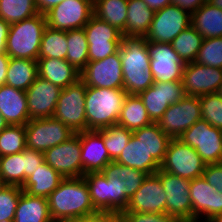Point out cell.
Returning <instances> with one entry per match:
<instances>
[{"label":"cell","instance_id":"cell-34","mask_svg":"<svg viewBox=\"0 0 222 222\" xmlns=\"http://www.w3.org/2000/svg\"><path fill=\"white\" fill-rule=\"evenodd\" d=\"M107 179L123 181L124 193L130 199L142 185L148 174L143 171L111 161L102 171Z\"/></svg>","mask_w":222,"mask_h":222},{"label":"cell","instance_id":"cell-32","mask_svg":"<svg viewBox=\"0 0 222 222\" xmlns=\"http://www.w3.org/2000/svg\"><path fill=\"white\" fill-rule=\"evenodd\" d=\"M128 0H93V15L121 33L127 21Z\"/></svg>","mask_w":222,"mask_h":222},{"label":"cell","instance_id":"cell-39","mask_svg":"<svg viewBox=\"0 0 222 222\" xmlns=\"http://www.w3.org/2000/svg\"><path fill=\"white\" fill-rule=\"evenodd\" d=\"M37 14L35 0H0V18L9 25Z\"/></svg>","mask_w":222,"mask_h":222},{"label":"cell","instance_id":"cell-11","mask_svg":"<svg viewBox=\"0 0 222 222\" xmlns=\"http://www.w3.org/2000/svg\"><path fill=\"white\" fill-rule=\"evenodd\" d=\"M156 174L166 194V214L177 218L180 222L192 221L190 180L160 169Z\"/></svg>","mask_w":222,"mask_h":222},{"label":"cell","instance_id":"cell-6","mask_svg":"<svg viewBox=\"0 0 222 222\" xmlns=\"http://www.w3.org/2000/svg\"><path fill=\"white\" fill-rule=\"evenodd\" d=\"M194 148L207 164L222 162V130L201 119L178 138Z\"/></svg>","mask_w":222,"mask_h":222},{"label":"cell","instance_id":"cell-36","mask_svg":"<svg viewBox=\"0 0 222 222\" xmlns=\"http://www.w3.org/2000/svg\"><path fill=\"white\" fill-rule=\"evenodd\" d=\"M67 43L66 60L81 72L89 62L88 42L84 28L67 31Z\"/></svg>","mask_w":222,"mask_h":222},{"label":"cell","instance_id":"cell-61","mask_svg":"<svg viewBox=\"0 0 222 222\" xmlns=\"http://www.w3.org/2000/svg\"><path fill=\"white\" fill-rule=\"evenodd\" d=\"M0 222H14L13 220H4V221H0Z\"/></svg>","mask_w":222,"mask_h":222},{"label":"cell","instance_id":"cell-22","mask_svg":"<svg viewBox=\"0 0 222 222\" xmlns=\"http://www.w3.org/2000/svg\"><path fill=\"white\" fill-rule=\"evenodd\" d=\"M80 135L83 176L101 172L112 160L103 142L102 130H85Z\"/></svg>","mask_w":222,"mask_h":222},{"label":"cell","instance_id":"cell-46","mask_svg":"<svg viewBox=\"0 0 222 222\" xmlns=\"http://www.w3.org/2000/svg\"><path fill=\"white\" fill-rule=\"evenodd\" d=\"M110 212L122 213L128 206L129 198L124 193L123 181L109 179Z\"/></svg>","mask_w":222,"mask_h":222},{"label":"cell","instance_id":"cell-43","mask_svg":"<svg viewBox=\"0 0 222 222\" xmlns=\"http://www.w3.org/2000/svg\"><path fill=\"white\" fill-rule=\"evenodd\" d=\"M199 98L202 119L222 130V94L216 92L205 94Z\"/></svg>","mask_w":222,"mask_h":222},{"label":"cell","instance_id":"cell-25","mask_svg":"<svg viewBox=\"0 0 222 222\" xmlns=\"http://www.w3.org/2000/svg\"><path fill=\"white\" fill-rule=\"evenodd\" d=\"M115 162L151 175L160 169V164L148 153L143 142L133 134Z\"/></svg>","mask_w":222,"mask_h":222},{"label":"cell","instance_id":"cell-54","mask_svg":"<svg viewBox=\"0 0 222 222\" xmlns=\"http://www.w3.org/2000/svg\"><path fill=\"white\" fill-rule=\"evenodd\" d=\"M9 24L0 18V53L6 52Z\"/></svg>","mask_w":222,"mask_h":222},{"label":"cell","instance_id":"cell-26","mask_svg":"<svg viewBox=\"0 0 222 222\" xmlns=\"http://www.w3.org/2000/svg\"><path fill=\"white\" fill-rule=\"evenodd\" d=\"M63 179L56 170L44 162L26 178L21 189L30 196L48 198Z\"/></svg>","mask_w":222,"mask_h":222},{"label":"cell","instance_id":"cell-20","mask_svg":"<svg viewBox=\"0 0 222 222\" xmlns=\"http://www.w3.org/2000/svg\"><path fill=\"white\" fill-rule=\"evenodd\" d=\"M61 91L62 88L59 86L38 76L25 91L29 119L53 117Z\"/></svg>","mask_w":222,"mask_h":222},{"label":"cell","instance_id":"cell-12","mask_svg":"<svg viewBox=\"0 0 222 222\" xmlns=\"http://www.w3.org/2000/svg\"><path fill=\"white\" fill-rule=\"evenodd\" d=\"M93 16V0H64L45 13L46 24L61 31L81 29Z\"/></svg>","mask_w":222,"mask_h":222},{"label":"cell","instance_id":"cell-45","mask_svg":"<svg viewBox=\"0 0 222 222\" xmlns=\"http://www.w3.org/2000/svg\"><path fill=\"white\" fill-rule=\"evenodd\" d=\"M22 191L21 187L8 185L0 193V221L14 219Z\"/></svg>","mask_w":222,"mask_h":222},{"label":"cell","instance_id":"cell-35","mask_svg":"<svg viewBox=\"0 0 222 222\" xmlns=\"http://www.w3.org/2000/svg\"><path fill=\"white\" fill-rule=\"evenodd\" d=\"M68 50L67 31L44 29L38 58L66 59Z\"/></svg>","mask_w":222,"mask_h":222},{"label":"cell","instance_id":"cell-57","mask_svg":"<svg viewBox=\"0 0 222 222\" xmlns=\"http://www.w3.org/2000/svg\"><path fill=\"white\" fill-rule=\"evenodd\" d=\"M8 126H9L8 122L0 114V133Z\"/></svg>","mask_w":222,"mask_h":222},{"label":"cell","instance_id":"cell-14","mask_svg":"<svg viewBox=\"0 0 222 222\" xmlns=\"http://www.w3.org/2000/svg\"><path fill=\"white\" fill-rule=\"evenodd\" d=\"M80 73V80L86 86L123 89V72L119 51L102 60L89 61Z\"/></svg>","mask_w":222,"mask_h":222},{"label":"cell","instance_id":"cell-30","mask_svg":"<svg viewBox=\"0 0 222 222\" xmlns=\"http://www.w3.org/2000/svg\"><path fill=\"white\" fill-rule=\"evenodd\" d=\"M38 77L37 60L10 58L5 84L26 91Z\"/></svg>","mask_w":222,"mask_h":222},{"label":"cell","instance_id":"cell-48","mask_svg":"<svg viewBox=\"0 0 222 222\" xmlns=\"http://www.w3.org/2000/svg\"><path fill=\"white\" fill-rule=\"evenodd\" d=\"M24 159V182L26 178L31 176L35 170L45 162L44 155L40 151H35L30 148L23 150Z\"/></svg>","mask_w":222,"mask_h":222},{"label":"cell","instance_id":"cell-23","mask_svg":"<svg viewBox=\"0 0 222 222\" xmlns=\"http://www.w3.org/2000/svg\"><path fill=\"white\" fill-rule=\"evenodd\" d=\"M0 114L9 125H26L30 119L25 91L6 84L0 86Z\"/></svg>","mask_w":222,"mask_h":222},{"label":"cell","instance_id":"cell-9","mask_svg":"<svg viewBox=\"0 0 222 222\" xmlns=\"http://www.w3.org/2000/svg\"><path fill=\"white\" fill-rule=\"evenodd\" d=\"M201 119L200 98L185 95L181 100L170 105L156 123L167 136L176 139Z\"/></svg>","mask_w":222,"mask_h":222},{"label":"cell","instance_id":"cell-37","mask_svg":"<svg viewBox=\"0 0 222 222\" xmlns=\"http://www.w3.org/2000/svg\"><path fill=\"white\" fill-rule=\"evenodd\" d=\"M83 178L88 185L94 208L99 212H110L109 179L102 172H90Z\"/></svg>","mask_w":222,"mask_h":222},{"label":"cell","instance_id":"cell-41","mask_svg":"<svg viewBox=\"0 0 222 222\" xmlns=\"http://www.w3.org/2000/svg\"><path fill=\"white\" fill-rule=\"evenodd\" d=\"M101 130L103 142L109 153V157L112 161H115L127 146L132 136V131L119 124H114Z\"/></svg>","mask_w":222,"mask_h":222},{"label":"cell","instance_id":"cell-56","mask_svg":"<svg viewBox=\"0 0 222 222\" xmlns=\"http://www.w3.org/2000/svg\"><path fill=\"white\" fill-rule=\"evenodd\" d=\"M53 222H83V218H64Z\"/></svg>","mask_w":222,"mask_h":222},{"label":"cell","instance_id":"cell-27","mask_svg":"<svg viewBox=\"0 0 222 222\" xmlns=\"http://www.w3.org/2000/svg\"><path fill=\"white\" fill-rule=\"evenodd\" d=\"M14 222H53L48 198L30 196L22 191L14 215Z\"/></svg>","mask_w":222,"mask_h":222},{"label":"cell","instance_id":"cell-29","mask_svg":"<svg viewBox=\"0 0 222 222\" xmlns=\"http://www.w3.org/2000/svg\"><path fill=\"white\" fill-rule=\"evenodd\" d=\"M191 26L204 39L222 37V9L205 2L191 14Z\"/></svg>","mask_w":222,"mask_h":222},{"label":"cell","instance_id":"cell-38","mask_svg":"<svg viewBox=\"0 0 222 222\" xmlns=\"http://www.w3.org/2000/svg\"><path fill=\"white\" fill-rule=\"evenodd\" d=\"M204 38L191 25L174 38L171 45L184 63L194 62Z\"/></svg>","mask_w":222,"mask_h":222},{"label":"cell","instance_id":"cell-24","mask_svg":"<svg viewBox=\"0 0 222 222\" xmlns=\"http://www.w3.org/2000/svg\"><path fill=\"white\" fill-rule=\"evenodd\" d=\"M38 76L60 88H66L80 80V71L66 59L38 58Z\"/></svg>","mask_w":222,"mask_h":222},{"label":"cell","instance_id":"cell-7","mask_svg":"<svg viewBox=\"0 0 222 222\" xmlns=\"http://www.w3.org/2000/svg\"><path fill=\"white\" fill-rule=\"evenodd\" d=\"M26 147L44 153L76 133L54 117L32 119L26 125Z\"/></svg>","mask_w":222,"mask_h":222},{"label":"cell","instance_id":"cell-42","mask_svg":"<svg viewBox=\"0 0 222 222\" xmlns=\"http://www.w3.org/2000/svg\"><path fill=\"white\" fill-rule=\"evenodd\" d=\"M25 125H9L0 133V157L26 149Z\"/></svg>","mask_w":222,"mask_h":222},{"label":"cell","instance_id":"cell-40","mask_svg":"<svg viewBox=\"0 0 222 222\" xmlns=\"http://www.w3.org/2000/svg\"><path fill=\"white\" fill-rule=\"evenodd\" d=\"M0 178L9 186L21 187L23 185V151L0 157Z\"/></svg>","mask_w":222,"mask_h":222},{"label":"cell","instance_id":"cell-52","mask_svg":"<svg viewBox=\"0 0 222 222\" xmlns=\"http://www.w3.org/2000/svg\"><path fill=\"white\" fill-rule=\"evenodd\" d=\"M64 0H35L37 10L40 14H45L51 8L57 6Z\"/></svg>","mask_w":222,"mask_h":222},{"label":"cell","instance_id":"cell-10","mask_svg":"<svg viewBox=\"0 0 222 222\" xmlns=\"http://www.w3.org/2000/svg\"><path fill=\"white\" fill-rule=\"evenodd\" d=\"M191 25V14L176 5H168L154 13L147 42L171 43L176 36Z\"/></svg>","mask_w":222,"mask_h":222},{"label":"cell","instance_id":"cell-3","mask_svg":"<svg viewBox=\"0 0 222 222\" xmlns=\"http://www.w3.org/2000/svg\"><path fill=\"white\" fill-rule=\"evenodd\" d=\"M126 96L127 92L124 89L87 86L86 130H99L117 124Z\"/></svg>","mask_w":222,"mask_h":222},{"label":"cell","instance_id":"cell-53","mask_svg":"<svg viewBox=\"0 0 222 222\" xmlns=\"http://www.w3.org/2000/svg\"><path fill=\"white\" fill-rule=\"evenodd\" d=\"M10 57L5 53H0V86L5 84L7 69Z\"/></svg>","mask_w":222,"mask_h":222},{"label":"cell","instance_id":"cell-17","mask_svg":"<svg viewBox=\"0 0 222 222\" xmlns=\"http://www.w3.org/2000/svg\"><path fill=\"white\" fill-rule=\"evenodd\" d=\"M152 122H157L168 107L185 96L182 81L154 82L138 94Z\"/></svg>","mask_w":222,"mask_h":222},{"label":"cell","instance_id":"cell-5","mask_svg":"<svg viewBox=\"0 0 222 222\" xmlns=\"http://www.w3.org/2000/svg\"><path fill=\"white\" fill-rule=\"evenodd\" d=\"M206 163L191 146L184 144L180 139H171L160 164V170L177 175L187 180L202 176Z\"/></svg>","mask_w":222,"mask_h":222},{"label":"cell","instance_id":"cell-47","mask_svg":"<svg viewBox=\"0 0 222 222\" xmlns=\"http://www.w3.org/2000/svg\"><path fill=\"white\" fill-rule=\"evenodd\" d=\"M123 222H180L166 213H121Z\"/></svg>","mask_w":222,"mask_h":222},{"label":"cell","instance_id":"cell-33","mask_svg":"<svg viewBox=\"0 0 222 222\" xmlns=\"http://www.w3.org/2000/svg\"><path fill=\"white\" fill-rule=\"evenodd\" d=\"M151 123L152 121L140 97L127 94L123 101L117 124L124 126L130 131H134Z\"/></svg>","mask_w":222,"mask_h":222},{"label":"cell","instance_id":"cell-55","mask_svg":"<svg viewBox=\"0 0 222 222\" xmlns=\"http://www.w3.org/2000/svg\"><path fill=\"white\" fill-rule=\"evenodd\" d=\"M143 1L154 12L163 9L165 6L172 4V0H143Z\"/></svg>","mask_w":222,"mask_h":222},{"label":"cell","instance_id":"cell-28","mask_svg":"<svg viewBox=\"0 0 222 222\" xmlns=\"http://www.w3.org/2000/svg\"><path fill=\"white\" fill-rule=\"evenodd\" d=\"M123 37H144L149 31L154 11L143 0H128Z\"/></svg>","mask_w":222,"mask_h":222},{"label":"cell","instance_id":"cell-31","mask_svg":"<svg viewBox=\"0 0 222 222\" xmlns=\"http://www.w3.org/2000/svg\"><path fill=\"white\" fill-rule=\"evenodd\" d=\"M133 136L143 142L148 153L161 164L164 160L171 138L167 136L156 122L132 131Z\"/></svg>","mask_w":222,"mask_h":222},{"label":"cell","instance_id":"cell-4","mask_svg":"<svg viewBox=\"0 0 222 222\" xmlns=\"http://www.w3.org/2000/svg\"><path fill=\"white\" fill-rule=\"evenodd\" d=\"M45 14H37L9 26L6 54L10 58L37 60L46 28Z\"/></svg>","mask_w":222,"mask_h":222},{"label":"cell","instance_id":"cell-18","mask_svg":"<svg viewBox=\"0 0 222 222\" xmlns=\"http://www.w3.org/2000/svg\"><path fill=\"white\" fill-rule=\"evenodd\" d=\"M181 81L187 96L200 97L220 92L222 68L205 66L196 62L185 63Z\"/></svg>","mask_w":222,"mask_h":222},{"label":"cell","instance_id":"cell-13","mask_svg":"<svg viewBox=\"0 0 222 222\" xmlns=\"http://www.w3.org/2000/svg\"><path fill=\"white\" fill-rule=\"evenodd\" d=\"M88 42L89 61L102 60L117 53L122 41V33L94 15L84 26Z\"/></svg>","mask_w":222,"mask_h":222},{"label":"cell","instance_id":"cell-21","mask_svg":"<svg viewBox=\"0 0 222 222\" xmlns=\"http://www.w3.org/2000/svg\"><path fill=\"white\" fill-rule=\"evenodd\" d=\"M166 213V194L156 173L147 175L122 213Z\"/></svg>","mask_w":222,"mask_h":222},{"label":"cell","instance_id":"cell-58","mask_svg":"<svg viewBox=\"0 0 222 222\" xmlns=\"http://www.w3.org/2000/svg\"><path fill=\"white\" fill-rule=\"evenodd\" d=\"M208 3L219 9H222V0H209Z\"/></svg>","mask_w":222,"mask_h":222},{"label":"cell","instance_id":"cell-49","mask_svg":"<svg viewBox=\"0 0 222 222\" xmlns=\"http://www.w3.org/2000/svg\"><path fill=\"white\" fill-rule=\"evenodd\" d=\"M202 176L216 191L222 192V162L207 164Z\"/></svg>","mask_w":222,"mask_h":222},{"label":"cell","instance_id":"cell-1","mask_svg":"<svg viewBox=\"0 0 222 222\" xmlns=\"http://www.w3.org/2000/svg\"><path fill=\"white\" fill-rule=\"evenodd\" d=\"M119 54L123 89L128 95H138L154 84L147 41L144 37H122Z\"/></svg>","mask_w":222,"mask_h":222},{"label":"cell","instance_id":"cell-2","mask_svg":"<svg viewBox=\"0 0 222 222\" xmlns=\"http://www.w3.org/2000/svg\"><path fill=\"white\" fill-rule=\"evenodd\" d=\"M53 221L83 218L98 212L91 201L88 185L82 177L64 178L48 197Z\"/></svg>","mask_w":222,"mask_h":222},{"label":"cell","instance_id":"cell-51","mask_svg":"<svg viewBox=\"0 0 222 222\" xmlns=\"http://www.w3.org/2000/svg\"><path fill=\"white\" fill-rule=\"evenodd\" d=\"M206 0H172V5H176L187 11L189 14H193L197 9H199Z\"/></svg>","mask_w":222,"mask_h":222},{"label":"cell","instance_id":"cell-8","mask_svg":"<svg viewBox=\"0 0 222 222\" xmlns=\"http://www.w3.org/2000/svg\"><path fill=\"white\" fill-rule=\"evenodd\" d=\"M86 89L87 86L81 80L63 88L53 115L75 133L86 130Z\"/></svg>","mask_w":222,"mask_h":222},{"label":"cell","instance_id":"cell-16","mask_svg":"<svg viewBox=\"0 0 222 222\" xmlns=\"http://www.w3.org/2000/svg\"><path fill=\"white\" fill-rule=\"evenodd\" d=\"M43 155L45 162L63 178L83 176L80 135L78 133L66 142L46 150Z\"/></svg>","mask_w":222,"mask_h":222},{"label":"cell","instance_id":"cell-60","mask_svg":"<svg viewBox=\"0 0 222 222\" xmlns=\"http://www.w3.org/2000/svg\"><path fill=\"white\" fill-rule=\"evenodd\" d=\"M8 185L0 178V193L7 187Z\"/></svg>","mask_w":222,"mask_h":222},{"label":"cell","instance_id":"cell-15","mask_svg":"<svg viewBox=\"0 0 222 222\" xmlns=\"http://www.w3.org/2000/svg\"><path fill=\"white\" fill-rule=\"evenodd\" d=\"M154 82L181 81L185 63L171 43L147 42Z\"/></svg>","mask_w":222,"mask_h":222},{"label":"cell","instance_id":"cell-19","mask_svg":"<svg viewBox=\"0 0 222 222\" xmlns=\"http://www.w3.org/2000/svg\"><path fill=\"white\" fill-rule=\"evenodd\" d=\"M192 221L209 222L222 213V192L209 185L203 176L190 181Z\"/></svg>","mask_w":222,"mask_h":222},{"label":"cell","instance_id":"cell-44","mask_svg":"<svg viewBox=\"0 0 222 222\" xmlns=\"http://www.w3.org/2000/svg\"><path fill=\"white\" fill-rule=\"evenodd\" d=\"M194 62L222 68V37L204 39Z\"/></svg>","mask_w":222,"mask_h":222},{"label":"cell","instance_id":"cell-50","mask_svg":"<svg viewBox=\"0 0 222 222\" xmlns=\"http://www.w3.org/2000/svg\"><path fill=\"white\" fill-rule=\"evenodd\" d=\"M121 213L115 212H96L83 217V222H121Z\"/></svg>","mask_w":222,"mask_h":222},{"label":"cell","instance_id":"cell-59","mask_svg":"<svg viewBox=\"0 0 222 222\" xmlns=\"http://www.w3.org/2000/svg\"><path fill=\"white\" fill-rule=\"evenodd\" d=\"M209 222H222V213L216 215L214 218H212Z\"/></svg>","mask_w":222,"mask_h":222}]
</instances>
